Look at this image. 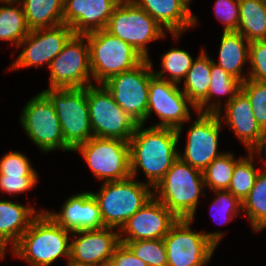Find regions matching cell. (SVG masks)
I'll return each mask as SVG.
<instances>
[{
  "instance_id": "41",
  "label": "cell",
  "mask_w": 266,
  "mask_h": 266,
  "mask_svg": "<svg viewBox=\"0 0 266 266\" xmlns=\"http://www.w3.org/2000/svg\"><path fill=\"white\" fill-rule=\"evenodd\" d=\"M265 149V154H266V133L264 134L263 138L252 148L250 151L251 153H254L256 151L257 155L259 156V159L261 158V154L263 153V150ZM266 165V161L265 164ZM263 171H266L262 169Z\"/></svg>"
},
{
  "instance_id": "19",
  "label": "cell",
  "mask_w": 266,
  "mask_h": 266,
  "mask_svg": "<svg viewBox=\"0 0 266 266\" xmlns=\"http://www.w3.org/2000/svg\"><path fill=\"white\" fill-rule=\"evenodd\" d=\"M121 0H65L63 24L74 34H87L105 29Z\"/></svg>"
},
{
  "instance_id": "5",
  "label": "cell",
  "mask_w": 266,
  "mask_h": 266,
  "mask_svg": "<svg viewBox=\"0 0 266 266\" xmlns=\"http://www.w3.org/2000/svg\"><path fill=\"white\" fill-rule=\"evenodd\" d=\"M192 221L193 219H178L163 238L167 266H204L211 260L224 232L192 231Z\"/></svg>"
},
{
  "instance_id": "39",
  "label": "cell",
  "mask_w": 266,
  "mask_h": 266,
  "mask_svg": "<svg viewBox=\"0 0 266 266\" xmlns=\"http://www.w3.org/2000/svg\"><path fill=\"white\" fill-rule=\"evenodd\" d=\"M215 15L224 23V31H237L239 22V0H216Z\"/></svg>"
},
{
  "instance_id": "3",
  "label": "cell",
  "mask_w": 266,
  "mask_h": 266,
  "mask_svg": "<svg viewBox=\"0 0 266 266\" xmlns=\"http://www.w3.org/2000/svg\"><path fill=\"white\" fill-rule=\"evenodd\" d=\"M204 187L203 172L178 157L153 194L178 219H194L199 197L205 194Z\"/></svg>"
},
{
  "instance_id": "2",
  "label": "cell",
  "mask_w": 266,
  "mask_h": 266,
  "mask_svg": "<svg viewBox=\"0 0 266 266\" xmlns=\"http://www.w3.org/2000/svg\"><path fill=\"white\" fill-rule=\"evenodd\" d=\"M70 233L42 210L11 250L31 266H50L60 257H65L68 264Z\"/></svg>"
},
{
  "instance_id": "38",
  "label": "cell",
  "mask_w": 266,
  "mask_h": 266,
  "mask_svg": "<svg viewBox=\"0 0 266 266\" xmlns=\"http://www.w3.org/2000/svg\"><path fill=\"white\" fill-rule=\"evenodd\" d=\"M249 63L251 68L248 78L258 82H266V40L249 43Z\"/></svg>"
},
{
  "instance_id": "17",
  "label": "cell",
  "mask_w": 266,
  "mask_h": 266,
  "mask_svg": "<svg viewBox=\"0 0 266 266\" xmlns=\"http://www.w3.org/2000/svg\"><path fill=\"white\" fill-rule=\"evenodd\" d=\"M178 218L154 196L120 229V242L163 239ZM125 234V236H124Z\"/></svg>"
},
{
  "instance_id": "33",
  "label": "cell",
  "mask_w": 266,
  "mask_h": 266,
  "mask_svg": "<svg viewBox=\"0 0 266 266\" xmlns=\"http://www.w3.org/2000/svg\"><path fill=\"white\" fill-rule=\"evenodd\" d=\"M241 158L234 159L233 153H223L214 159L203 171L205 186L212 191L227 190L236 163Z\"/></svg>"
},
{
  "instance_id": "28",
  "label": "cell",
  "mask_w": 266,
  "mask_h": 266,
  "mask_svg": "<svg viewBox=\"0 0 266 266\" xmlns=\"http://www.w3.org/2000/svg\"><path fill=\"white\" fill-rule=\"evenodd\" d=\"M239 32L249 42L266 40V0H239Z\"/></svg>"
},
{
  "instance_id": "13",
  "label": "cell",
  "mask_w": 266,
  "mask_h": 266,
  "mask_svg": "<svg viewBox=\"0 0 266 266\" xmlns=\"http://www.w3.org/2000/svg\"><path fill=\"white\" fill-rule=\"evenodd\" d=\"M49 69L50 84L48 88H85L92 85L87 37L74 34L63 50L51 61Z\"/></svg>"
},
{
  "instance_id": "42",
  "label": "cell",
  "mask_w": 266,
  "mask_h": 266,
  "mask_svg": "<svg viewBox=\"0 0 266 266\" xmlns=\"http://www.w3.org/2000/svg\"><path fill=\"white\" fill-rule=\"evenodd\" d=\"M67 266H104V265H96V264H67Z\"/></svg>"
},
{
  "instance_id": "20",
  "label": "cell",
  "mask_w": 266,
  "mask_h": 266,
  "mask_svg": "<svg viewBox=\"0 0 266 266\" xmlns=\"http://www.w3.org/2000/svg\"><path fill=\"white\" fill-rule=\"evenodd\" d=\"M45 212L57 224L71 232L105 227L98 202L90 191H84L66 199L59 213Z\"/></svg>"
},
{
  "instance_id": "9",
  "label": "cell",
  "mask_w": 266,
  "mask_h": 266,
  "mask_svg": "<svg viewBox=\"0 0 266 266\" xmlns=\"http://www.w3.org/2000/svg\"><path fill=\"white\" fill-rule=\"evenodd\" d=\"M99 85L86 87L93 136L129 141L138 123L114 101L103 84Z\"/></svg>"
},
{
  "instance_id": "24",
  "label": "cell",
  "mask_w": 266,
  "mask_h": 266,
  "mask_svg": "<svg viewBox=\"0 0 266 266\" xmlns=\"http://www.w3.org/2000/svg\"><path fill=\"white\" fill-rule=\"evenodd\" d=\"M39 213L32 206L0 200V259L5 256L8 243L12 249Z\"/></svg>"
},
{
  "instance_id": "30",
  "label": "cell",
  "mask_w": 266,
  "mask_h": 266,
  "mask_svg": "<svg viewBox=\"0 0 266 266\" xmlns=\"http://www.w3.org/2000/svg\"><path fill=\"white\" fill-rule=\"evenodd\" d=\"M241 83L242 82L239 79L226 72L222 67L217 65L216 61L212 59L211 82L207 95V113H221V100L218 98V100L214 102L212 100L214 99L213 97H215V95H228V99L225 101V104L229 103L241 90Z\"/></svg>"
},
{
  "instance_id": "12",
  "label": "cell",
  "mask_w": 266,
  "mask_h": 266,
  "mask_svg": "<svg viewBox=\"0 0 266 266\" xmlns=\"http://www.w3.org/2000/svg\"><path fill=\"white\" fill-rule=\"evenodd\" d=\"M20 121L26 135L43 152L72 151L64 142L56 110L43 92L26 103Z\"/></svg>"
},
{
  "instance_id": "25",
  "label": "cell",
  "mask_w": 266,
  "mask_h": 266,
  "mask_svg": "<svg viewBox=\"0 0 266 266\" xmlns=\"http://www.w3.org/2000/svg\"><path fill=\"white\" fill-rule=\"evenodd\" d=\"M212 58L202 49L193 60L183 84V92L196 108V112L207 113V95L211 82Z\"/></svg>"
},
{
  "instance_id": "26",
  "label": "cell",
  "mask_w": 266,
  "mask_h": 266,
  "mask_svg": "<svg viewBox=\"0 0 266 266\" xmlns=\"http://www.w3.org/2000/svg\"><path fill=\"white\" fill-rule=\"evenodd\" d=\"M249 43L237 31H223L217 65L241 82L248 79V75L243 74V67L249 62Z\"/></svg>"
},
{
  "instance_id": "14",
  "label": "cell",
  "mask_w": 266,
  "mask_h": 266,
  "mask_svg": "<svg viewBox=\"0 0 266 266\" xmlns=\"http://www.w3.org/2000/svg\"><path fill=\"white\" fill-rule=\"evenodd\" d=\"M190 106L195 109L178 84L153 76L149 83L145 122L154 111L161 122L153 127L174 128L180 137L183 124L191 120Z\"/></svg>"
},
{
  "instance_id": "1",
  "label": "cell",
  "mask_w": 266,
  "mask_h": 266,
  "mask_svg": "<svg viewBox=\"0 0 266 266\" xmlns=\"http://www.w3.org/2000/svg\"><path fill=\"white\" fill-rule=\"evenodd\" d=\"M137 124L129 142L130 175L136 177L138 168L148 179L146 182L153 189L163 179L166 172L178 158L176 129L153 127L143 129Z\"/></svg>"
},
{
  "instance_id": "40",
  "label": "cell",
  "mask_w": 266,
  "mask_h": 266,
  "mask_svg": "<svg viewBox=\"0 0 266 266\" xmlns=\"http://www.w3.org/2000/svg\"><path fill=\"white\" fill-rule=\"evenodd\" d=\"M108 266H148L135 256L123 243H120L110 258Z\"/></svg>"
},
{
  "instance_id": "36",
  "label": "cell",
  "mask_w": 266,
  "mask_h": 266,
  "mask_svg": "<svg viewBox=\"0 0 266 266\" xmlns=\"http://www.w3.org/2000/svg\"><path fill=\"white\" fill-rule=\"evenodd\" d=\"M241 90L250 100L257 123L266 132V82L248 78L241 83Z\"/></svg>"
},
{
  "instance_id": "27",
  "label": "cell",
  "mask_w": 266,
  "mask_h": 266,
  "mask_svg": "<svg viewBox=\"0 0 266 266\" xmlns=\"http://www.w3.org/2000/svg\"><path fill=\"white\" fill-rule=\"evenodd\" d=\"M65 0H19L30 30L63 24Z\"/></svg>"
},
{
  "instance_id": "35",
  "label": "cell",
  "mask_w": 266,
  "mask_h": 266,
  "mask_svg": "<svg viewBox=\"0 0 266 266\" xmlns=\"http://www.w3.org/2000/svg\"><path fill=\"white\" fill-rule=\"evenodd\" d=\"M148 266H167L168 258L163 239L121 242Z\"/></svg>"
},
{
  "instance_id": "22",
  "label": "cell",
  "mask_w": 266,
  "mask_h": 266,
  "mask_svg": "<svg viewBox=\"0 0 266 266\" xmlns=\"http://www.w3.org/2000/svg\"><path fill=\"white\" fill-rule=\"evenodd\" d=\"M132 1L155 19L163 29H167L176 40L187 28L198 23L185 0Z\"/></svg>"
},
{
  "instance_id": "11",
  "label": "cell",
  "mask_w": 266,
  "mask_h": 266,
  "mask_svg": "<svg viewBox=\"0 0 266 266\" xmlns=\"http://www.w3.org/2000/svg\"><path fill=\"white\" fill-rule=\"evenodd\" d=\"M73 151L81 153L89 169L99 180L112 182L131 176L128 141L93 136Z\"/></svg>"
},
{
  "instance_id": "7",
  "label": "cell",
  "mask_w": 266,
  "mask_h": 266,
  "mask_svg": "<svg viewBox=\"0 0 266 266\" xmlns=\"http://www.w3.org/2000/svg\"><path fill=\"white\" fill-rule=\"evenodd\" d=\"M130 44L144 59H149L148 43L165 37L166 31L132 0H121L105 28Z\"/></svg>"
},
{
  "instance_id": "29",
  "label": "cell",
  "mask_w": 266,
  "mask_h": 266,
  "mask_svg": "<svg viewBox=\"0 0 266 266\" xmlns=\"http://www.w3.org/2000/svg\"><path fill=\"white\" fill-rule=\"evenodd\" d=\"M0 3L5 4L0 6V40L10 41L12 45L18 47L30 32L22 4L19 0L0 1Z\"/></svg>"
},
{
  "instance_id": "37",
  "label": "cell",
  "mask_w": 266,
  "mask_h": 266,
  "mask_svg": "<svg viewBox=\"0 0 266 266\" xmlns=\"http://www.w3.org/2000/svg\"><path fill=\"white\" fill-rule=\"evenodd\" d=\"M213 192L216 194V196L213 202L210 204V208L212 210L215 209L214 211L217 212L219 217H224L222 223L219 221L220 224H225L226 222L228 223L234 219V217L239 215V212L242 211V202L237 197L233 196L228 190H215ZM218 216L212 215L214 219Z\"/></svg>"
},
{
  "instance_id": "10",
  "label": "cell",
  "mask_w": 266,
  "mask_h": 266,
  "mask_svg": "<svg viewBox=\"0 0 266 266\" xmlns=\"http://www.w3.org/2000/svg\"><path fill=\"white\" fill-rule=\"evenodd\" d=\"M152 62L144 59L135 68L111 76L103 85L114 101L138 124H145Z\"/></svg>"
},
{
  "instance_id": "21",
  "label": "cell",
  "mask_w": 266,
  "mask_h": 266,
  "mask_svg": "<svg viewBox=\"0 0 266 266\" xmlns=\"http://www.w3.org/2000/svg\"><path fill=\"white\" fill-rule=\"evenodd\" d=\"M224 109L225 117H221V113H216L218 118L221 121L225 119L226 125L250 152L266 132L257 123L247 95L240 90L229 103L224 104Z\"/></svg>"
},
{
  "instance_id": "18",
  "label": "cell",
  "mask_w": 266,
  "mask_h": 266,
  "mask_svg": "<svg viewBox=\"0 0 266 266\" xmlns=\"http://www.w3.org/2000/svg\"><path fill=\"white\" fill-rule=\"evenodd\" d=\"M112 227L72 232L68 264L108 266L115 249L121 243L120 234ZM74 233V234H73Z\"/></svg>"
},
{
  "instance_id": "15",
  "label": "cell",
  "mask_w": 266,
  "mask_h": 266,
  "mask_svg": "<svg viewBox=\"0 0 266 266\" xmlns=\"http://www.w3.org/2000/svg\"><path fill=\"white\" fill-rule=\"evenodd\" d=\"M73 35L72 28L65 24L30 30L29 34L19 43L18 47L24 48L9 70L32 66L37 69L43 64L49 67L51 61L63 50Z\"/></svg>"
},
{
  "instance_id": "23",
  "label": "cell",
  "mask_w": 266,
  "mask_h": 266,
  "mask_svg": "<svg viewBox=\"0 0 266 266\" xmlns=\"http://www.w3.org/2000/svg\"><path fill=\"white\" fill-rule=\"evenodd\" d=\"M38 182L37 172L27 156L11 151L0 159V190L15 195L33 189Z\"/></svg>"
},
{
  "instance_id": "43",
  "label": "cell",
  "mask_w": 266,
  "mask_h": 266,
  "mask_svg": "<svg viewBox=\"0 0 266 266\" xmlns=\"http://www.w3.org/2000/svg\"><path fill=\"white\" fill-rule=\"evenodd\" d=\"M189 5H190V1H192V0H185Z\"/></svg>"
},
{
  "instance_id": "6",
  "label": "cell",
  "mask_w": 266,
  "mask_h": 266,
  "mask_svg": "<svg viewBox=\"0 0 266 266\" xmlns=\"http://www.w3.org/2000/svg\"><path fill=\"white\" fill-rule=\"evenodd\" d=\"M92 79L103 84L111 76L131 70L144 58L119 37L105 29L87 34Z\"/></svg>"
},
{
  "instance_id": "4",
  "label": "cell",
  "mask_w": 266,
  "mask_h": 266,
  "mask_svg": "<svg viewBox=\"0 0 266 266\" xmlns=\"http://www.w3.org/2000/svg\"><path fill=\"white\" fill-rule=\"evenodd\" d=\"M96 198L105 227L122 228L126 221L154 196L153 188L134 177L104 182Z\"/></svg>"
},
{
  "instance_id": "16",
  "label": "cell",
  "mask_w": 266,
  "mask_h": 266,
  "mask_svg": "<svg viewBox=\"0 0 266 266\" xmlns=\"http://www.w3.org/2000/svg\"><path fill=\"white\" fill-rule=\"evenodd\" d=\"M198 113V118L189 126L184 153L178 157L203 172L223 152L218 151L221 120L216 113Z\"/></svg>"
},
{
  "instance_id": "31",
  "label": "cell",
  "mask_w": 266,
  "mask_h": 266,
  "mask_svg": "<svg viewBox=\"0 0 266 266\" xmlns=\"http://www.w3.org/2000/svg\"><path fill=\"white\" fill-rule=\"evenodd\" d=\"M242 211H246L253 231L266 228V171H259L253 188L242 202Z\"/></svg>"
},
{
  "instance_id": "32",
  "label": "cell",
  "mask_w": 266,
  "mask_h": 266,
  "mask_svg": "<svg viewBox=\"0 0 266 266\" xmlns=\"http://www.w3.org/2000/svg\"><path fill=\"white\" fill-rule=\"evenodd\" d=\"M248 153V157H241V159L236 163L229 187L227 189L241 202H243L249 195L260 171L259 168L255 169V165L253 164L255 154L251 152Z\"/></svg>"
},
{
  "instance_id": "8",
  "label": "cell",
  "mask_w": 266,
  "mask_h": 266,
  "mask_svg": "<svg viewBox=\"0 0 266 266\" xmlns=\"http://www.w3.org/2000/svg\"><path fill=\"white\" fill-rule=\"evenodd\" d=\"M52 102L59 118L65 144L73 151L93 137L85 88L42 91Z\"/></svg>"
},
{
  "instance_id": "34",
  "label": "cell",
  "mask_w": 266,
  "mask_h": 266,
  "mask_svg": "<svg viewBox=\"0 0 266 266\" xmlns=\"http://www.w3.org/2000/svg\"><path fill=\"white\" fill-rule=\"evenodd\" d=\"M161 57L162 68L157 72L153 71L154 76L180 84L182 82V78H185L187 72L191 68L193 57L187 51L179 48H171L167 52L163 53V56ZM165 72L169 73V75H166Z\"/></svg>"
}]
</instances>
